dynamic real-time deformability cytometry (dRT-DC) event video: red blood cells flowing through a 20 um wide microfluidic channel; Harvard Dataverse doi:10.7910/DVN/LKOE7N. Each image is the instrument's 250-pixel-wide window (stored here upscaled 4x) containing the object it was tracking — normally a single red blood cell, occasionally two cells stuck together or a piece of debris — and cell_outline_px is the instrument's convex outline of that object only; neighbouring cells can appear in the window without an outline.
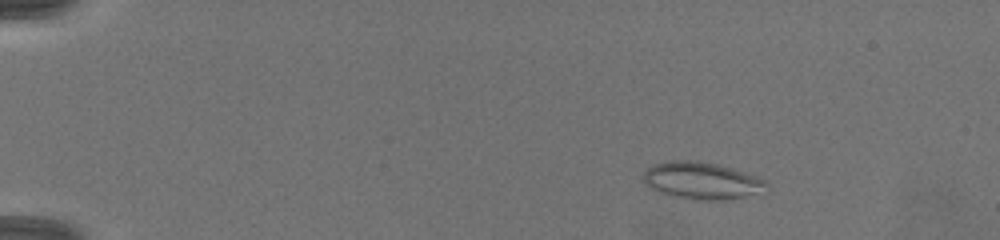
{"species": "common noctule bat (a hibernating species)", "species_latin": "Nyctalus noctula", "temperature_condition": "warm", "stored_images_in_passage": 63, "camera_frame_rate_fps": 3000, "um_per_image_px": 0.085, "animal": {"sex": "female", "body_mass_g": 19.5, "forearm_length_mm": 54.1}, "frame": {"image": 1, "passage_image": 4, "time_ms": 1.0, "image_size_px": [1000, 240], "cell_outline_px": [[768, 188], [732, 200], [692, 200], [660, 192], [648, 188], [644, 180], [644, 172], [652, 164], [672, 160], [700, 160], [716, 164], [744, 172], [756, 176], [764, 180], [768, 184]], "centroid_in_image_um": [59.62, 15.35], "position_along_channel_um": 25.4, "area_um2": 26.53}}
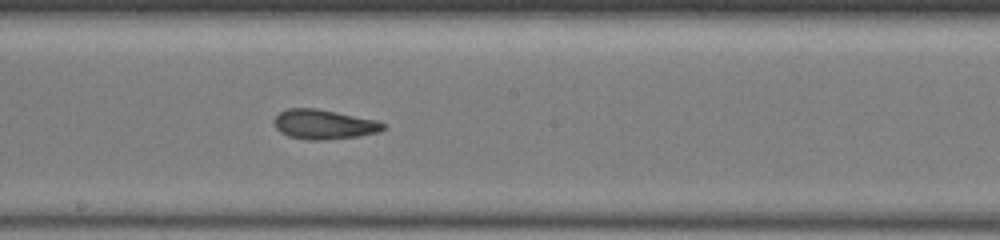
{"frame": {"image": 2, "passage_image": 26, "time_ms": 8.333, "image_size_px": [1000, 240], "cell_outline_px": [[388, 128], [380, 132], [360, 136], [324, 140], [304, 140], [288, 136], [280, 132], [272, 124], [272, 120], [280, 112], [288, 108], [316, 108], [376, 120], [384, 124]], "centroid_in_image_um": [27.51, 10.58], "position_along_channel_um": 220.7, "area_um2": 19.07}}
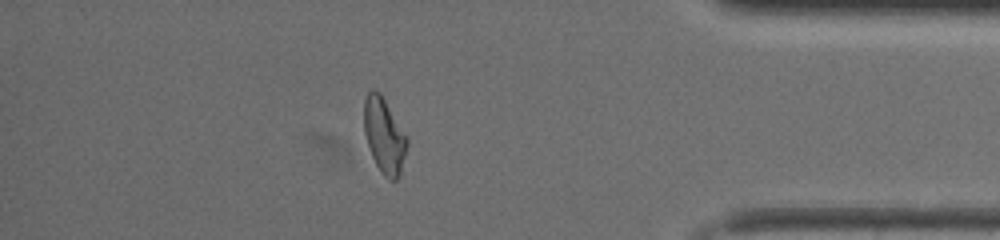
{"frame": {"image": 3, "passage_image": 51, "time_ms": 13.333, "image_size_px": [1000, 240], "cell_outline_px": [[408, 144], [400, 172], [396, 180], [388, 180], [380, 172], [372, 156], [364, 132], [364, 100], [368, 92], [372, 88], [380, 92], [408, 136]], "centroid_in_image_um": [32.66, 11.5], "position_along_channel_um": 402.5, "area_um2": 18.96}, "authors_computed_cell_mechanics": {"area_um2": 18.9006, "velocity_mm_per_s": 4.1792, "shape_relaxation_time_tau1_ms": 7.7144, "shape_relaxation_time_tau2_ms": 1.7707, "deformation_change_tau1": 0.17, "deformation_change_tau2": 0.0915}}